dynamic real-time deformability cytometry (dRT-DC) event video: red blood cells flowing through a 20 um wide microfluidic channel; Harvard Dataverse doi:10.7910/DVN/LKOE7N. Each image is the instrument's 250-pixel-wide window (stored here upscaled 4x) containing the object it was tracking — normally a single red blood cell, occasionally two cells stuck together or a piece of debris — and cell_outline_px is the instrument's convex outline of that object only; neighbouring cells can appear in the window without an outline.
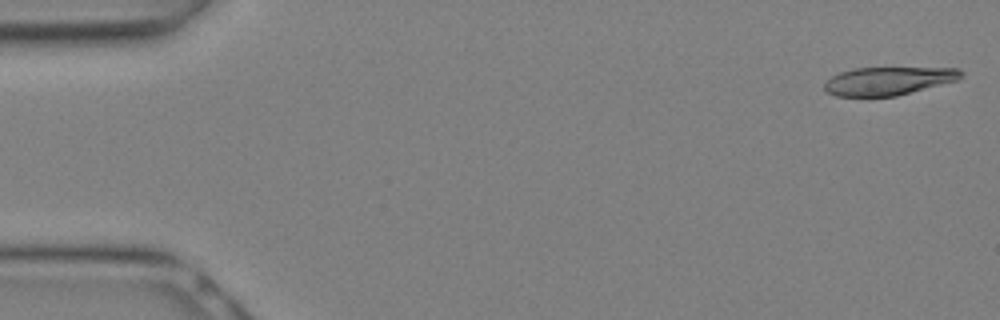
{"species": "Egyptian fruit bat (a non-hibernating species)", "species_latin": "Rousettus aegyptiacus", "temperature_condition": "warm", "stored_images_in_passage": 8, "camera_frame_rate_fps": 3000, "um_per_image_px": 0.085, "animal": {"sex": "female"}, "frame": {"image": 1, "passage_image": 1, "time_ms": 0.0, "image_size_px": [1000, 320], "cell_outline_px": [[964, 76], [956, 80], [896, 96], [836, 96], [828, 92], [824, 88], [824, 84], [832, 76], [840, 72], [856, 68], [956, 68], [964, 72]], "centroid_in_image_um": [75.51, 6.87], "position_along_channel_um": 9.5, "area_um2": 22.14}}